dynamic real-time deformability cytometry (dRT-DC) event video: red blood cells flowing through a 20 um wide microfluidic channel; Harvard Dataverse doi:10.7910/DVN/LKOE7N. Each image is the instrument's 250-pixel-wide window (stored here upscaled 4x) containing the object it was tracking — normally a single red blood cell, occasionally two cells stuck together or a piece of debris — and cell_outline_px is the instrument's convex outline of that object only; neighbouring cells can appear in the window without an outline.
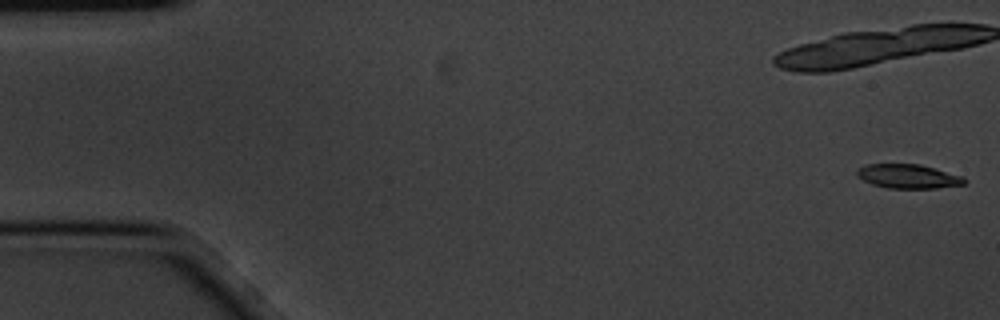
{"species": "common noctule bat (a hibernating species)", "species_latin": "Nyctalus noctula", "temperature_condition": "cold", "stored_images_in_passage": 8, "camera_frame_rate_fps": 3000, "um_per_image_px": 0.085, "animal": {"sex": "male", "body_mass_g": 20.1, "forearm_length_mm": 53.5}, "frame": {"image": 1, "passage_image": 1, "time_ms": 0.0, "image_size_px": [1000, 320], "cell_outline_px": [[968, 180], [964, 184], [936, 188], [888, 188], [872, 184], [856, 176], [856, 172], [864, 164], [920, 164], [964, 176]], "centroid_in_image_um": [77.22, 14.98], "position_along_channel_um": 7.8, "area_um2": 15.14}}
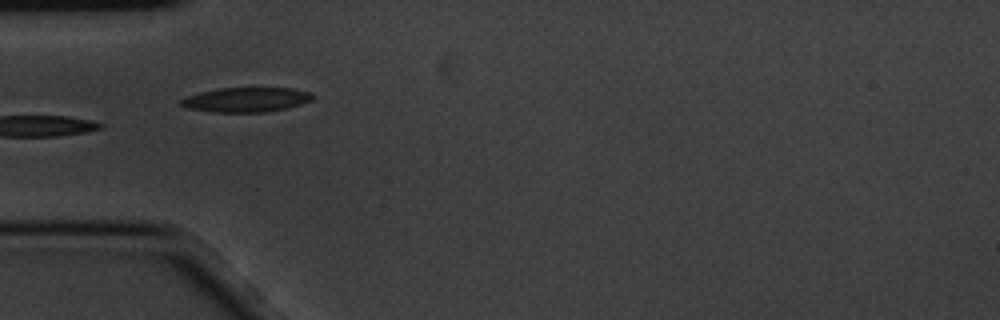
{"frame": {"image": 2, "passage_image": 6, "time_ms": 1.667, "image_size_px": [1000, 320], "cell_outline_px": [[312, 100], [288, 108], [264, 112], [212, 112], [188, 108], [180, 104], [180, 100], [184, 96], [200, 92], [220, 88], [292, 88], [308, 92], [312, 96]], "centroid_in_image_um": [20.88, 8.47], "position_along_channel_um": 64.1, "area_um2": 18.79}}
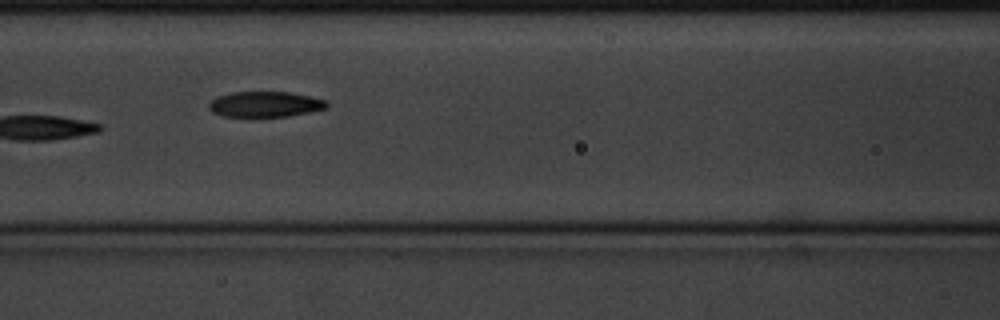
{"frame": {"image": 3, "passage_image": 8, "time_ms": 2.333, "image_size_px": [1000, 320], "cell_outline_px": [[328, 108], [288, 116], [256, 120], [248, 120], [220, 116], [212, 112], [208, 108], [208, 104], [216, 96], [232, 92], [288, 92], [328, 100]], "centroid_in_image_um": [22.46, 8.92], "position_along_channel_um": 144.1, "area_um2": 18.61}}